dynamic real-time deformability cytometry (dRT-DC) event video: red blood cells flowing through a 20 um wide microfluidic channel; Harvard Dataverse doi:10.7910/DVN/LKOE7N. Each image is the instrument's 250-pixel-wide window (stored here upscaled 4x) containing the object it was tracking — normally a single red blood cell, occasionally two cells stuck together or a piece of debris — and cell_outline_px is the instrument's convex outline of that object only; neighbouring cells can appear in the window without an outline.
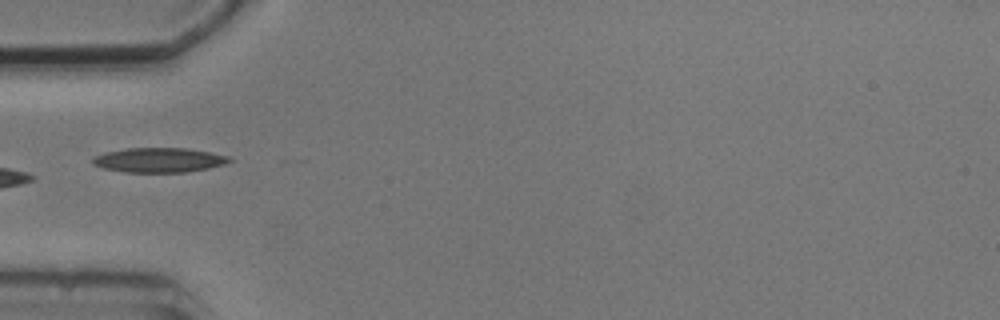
{"species": "common noctule bat (a hibernating species)", "species_latin": "Nyctalus noctula", "temperature_condition": "cold", "stored_images_in_passage": 5, "camera_frame_rate_fps": 3000, "um_per_image_px": 0.085, "animal": {"sex": "male", "body_mass_g": 20.5, "forearm_length_mm": 52.5}, "frame": {"image": 1, "passage_image": 5, "time_ms": 5.0, "image_size_px": [1000, 320], "cell_outline_px": [[232, 160], [224, 164], [208, 168], [188, 172], [124, 172], [104, 168], [92, 164], [92, 156], [104, 152], [124, 148], [188, 148], [228, 156]], "centroid_in_image_um": [13.46, 13.6], "position_along_channel_um": 71.5, "area_um2": 19.65}}